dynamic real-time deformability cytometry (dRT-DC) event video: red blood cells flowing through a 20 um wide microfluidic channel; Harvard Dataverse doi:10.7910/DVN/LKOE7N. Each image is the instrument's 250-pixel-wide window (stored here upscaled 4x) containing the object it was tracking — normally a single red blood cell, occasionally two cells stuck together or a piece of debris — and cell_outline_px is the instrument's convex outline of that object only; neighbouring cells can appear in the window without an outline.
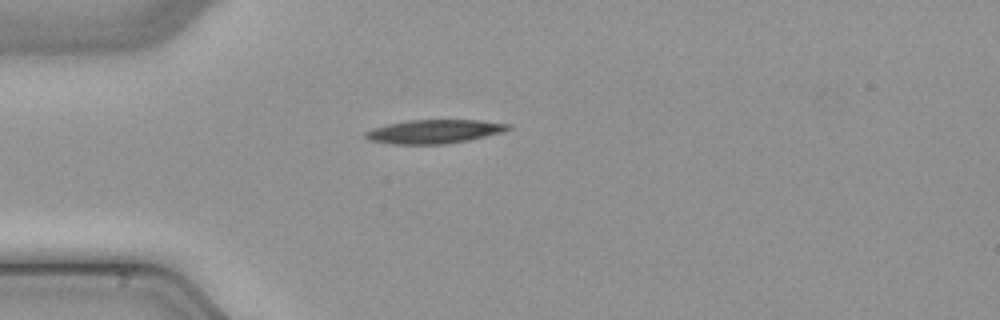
{"species": "common noctule bat (a hibernating species)", "species_latin": "Nyctalus noctula", "temperature_condition": "cold", "stored_images_in_passage": 36, "camera_frame_rate_fps": 3000, "um_per_image_px": 0.085, "animal": {"sex": "male", "body_mass_g": 21.5, "forearm_length_mm": 52.0}, "frame": {"image": 1, "passage_image": 1, "time_ms": 0.0, "image_size_px": [1000, 320], "cell_outline_px": [[512, 128], [504, 132], [468, 140], [444, 144], [392, 144], [372, 140], [364, 136], [364, 132], [372, 128], [388, 124], [408, 120], [480, 120], [508, 124]], "centroid_in_image_um": [36.92, 11.17], "position_along_channel_um": 48.1, "area_um2": 19.65}}
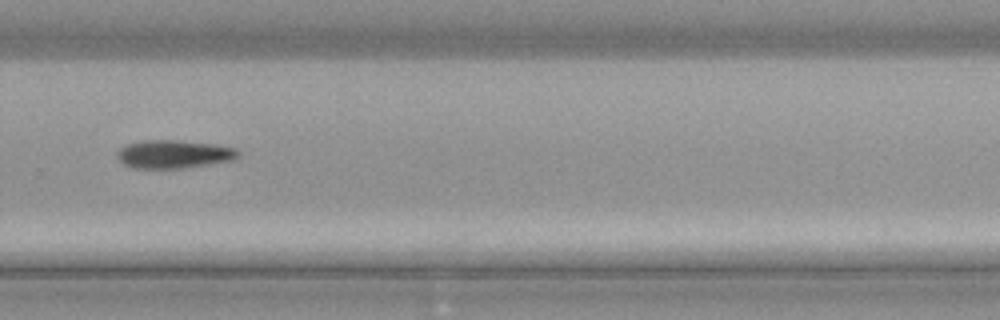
{"frame": {"image": 2, "passage_image": 21, "time_ms": 6.667, "image_size_px": [1000, 320], "cell_outline_px": [[240, 156], [232, 160], [184, 168], [132, 168], [124, 164], [116, 156], [116, 152], [120, 148], [128, 144], [140, 140], [180, 140], [216, 144], [236, 148], [240, 152]], "centroid_in_image_um": [14.78, 13.09], "position_along_channel_um": 315.0, "area_um2": 20.06}}
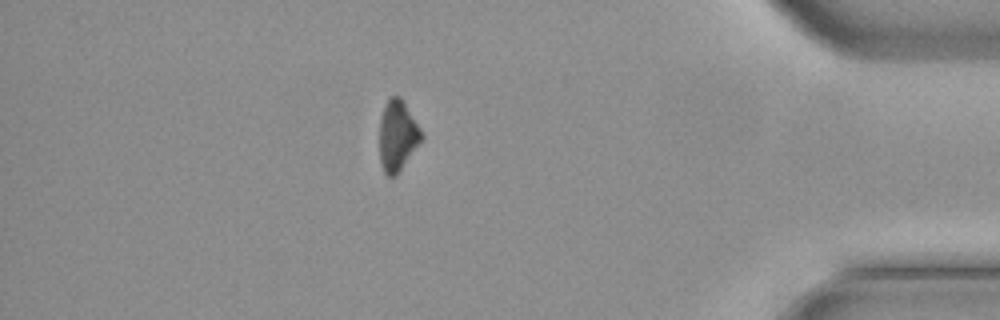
{"frame": {"image": 3, "passage_image": 30, "time_ms": 9.667, "image_size_px": [1000, 320], "cell_outline_px": [[424, 136], [396, 176], [388, 176], [384, 172], [380, 160], [380, 116], [388, 96], [400, 96], [404, 100], [420, 128]], "centroid_in_image_um": [33.78, 11.49], "position_along_channel_um": 401.4, "area_um2": 17.28}}